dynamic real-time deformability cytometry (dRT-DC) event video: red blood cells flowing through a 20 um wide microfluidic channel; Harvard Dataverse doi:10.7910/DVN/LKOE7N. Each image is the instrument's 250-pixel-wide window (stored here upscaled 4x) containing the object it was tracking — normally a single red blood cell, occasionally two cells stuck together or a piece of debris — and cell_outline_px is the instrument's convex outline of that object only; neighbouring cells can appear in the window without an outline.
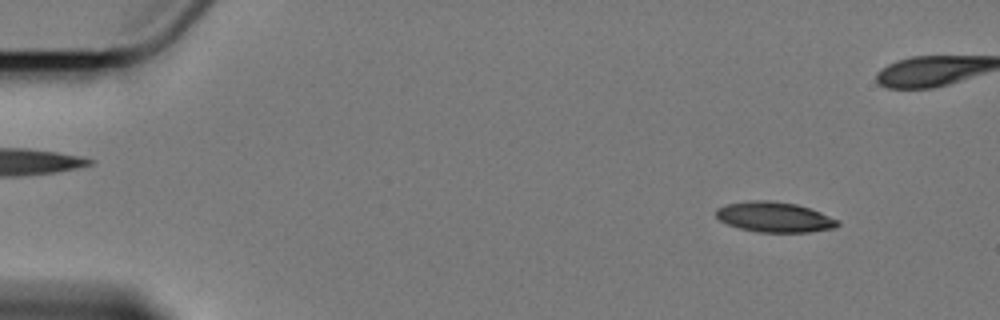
{"species": "Egyptian fruit bat (a non-hibernating species)", "species_latin": "Rousettus aegyptiacus", "temperature_condition": "cold", "stored_images_in_passage": 5, "camera_frame_rate_fps": 3000, "um_per_image_px": 0.085, "animal": {"sex": "female"}, "frame": {"image": 1, "passage_image": 1, "time_ms": 0.0, "image_size_px": [1000, 320], "cell_outline_px": [[840, 224], [836, 228], [808, 232], [756, 232], [740, 228], [728, 224], [720, 220], [716, 216], [716, 208], [728, 204], [752, 200], [768, 200], [796, 204], [820, 212], [840, 220]], "centroid_in_image_um": [65.85, 18.45], "position_along_channel_um": 19.1, "area_um2": 21.39}}